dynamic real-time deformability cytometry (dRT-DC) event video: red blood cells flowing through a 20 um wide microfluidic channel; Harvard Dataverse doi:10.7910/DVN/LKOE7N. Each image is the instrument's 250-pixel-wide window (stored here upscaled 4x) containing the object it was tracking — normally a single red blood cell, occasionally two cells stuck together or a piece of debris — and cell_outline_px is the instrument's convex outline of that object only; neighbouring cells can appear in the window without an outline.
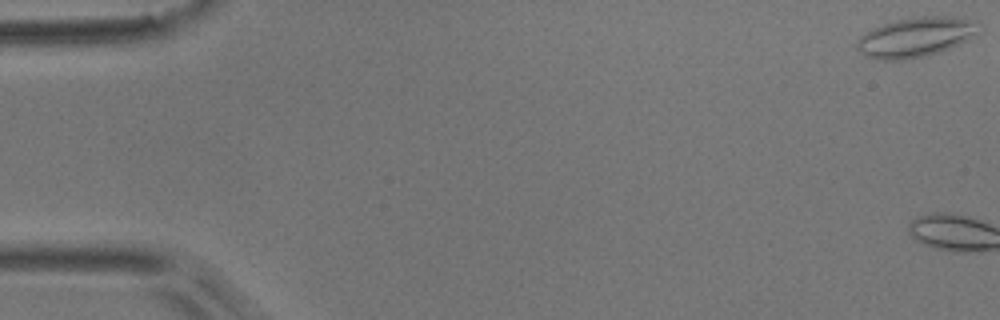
{"species": "common noctule bat (a hibernating species)", "species_latin": "Nyctalus noctula", "temperature_condition": "room temperature", "stored_images_in_passage": 5, "camera_frame_rate_fps": 3000, "um_per_image_px": 0.085, "animal": {"sex": "male", "body_mass_g": 17.9}, "frame": {"image": 1, "passage_image": 1, "time_ms": 0.0, "image_size_px": [1000, 320], "cell_outline_px": [[984, 28], [968, 40], [940, 52], [924, 56], [904, 60], [876, 60], [864, 56], [856, 48], [856, 40], [864, 32], [872, 28], [896, 20], [912, 16], [952, 16], [976, 20]], "centroid_in_image_um": [77.85, 3.15], "position_along_channel_um": 7.2, "area_um2": 28.84}}